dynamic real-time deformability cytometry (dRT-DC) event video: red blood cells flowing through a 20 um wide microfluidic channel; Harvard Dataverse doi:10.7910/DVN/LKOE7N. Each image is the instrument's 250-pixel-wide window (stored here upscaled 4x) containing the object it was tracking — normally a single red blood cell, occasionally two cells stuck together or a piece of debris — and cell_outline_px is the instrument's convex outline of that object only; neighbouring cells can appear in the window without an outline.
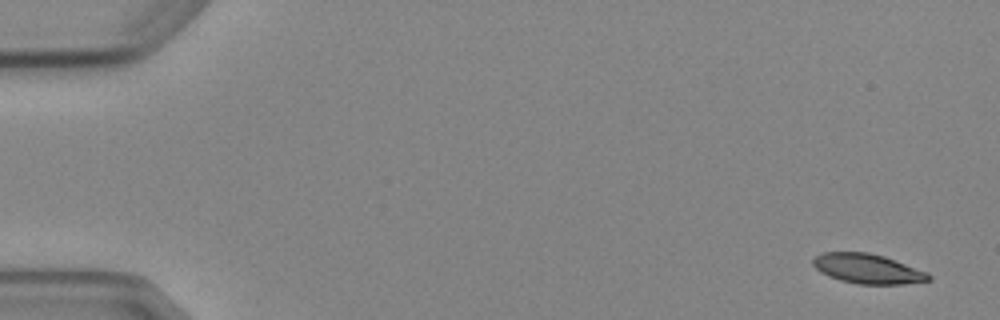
{"species": "Egyptian fruit bat (a non-hibernating species)", "species_latin": "Rousettus aegyptiacus", "temperature_condition": "cold", "stored_images_in_passage": 5, "camera_frame_rate_fps": 3000, "um_per_image_px": 0.085, "animal": {"sex": "female"}, "frame": {"image": 1, "passage_image": 1, "time_ms": 0.0, "image_size_px": [1000, 320], "cell_outline_px": [[932, 280], [904, 284], [860, 284], [840, 280], [828, 276], [820, 272], [812, 264], [812, 260], [816, 256], [824, 252], [868, 252], [884, 256], [928, 272], [932, 276]], "centroid_in_image_um": [73.77, 22.84], "position_along_channel_um": 11.2, "area_um2": 20.06}}
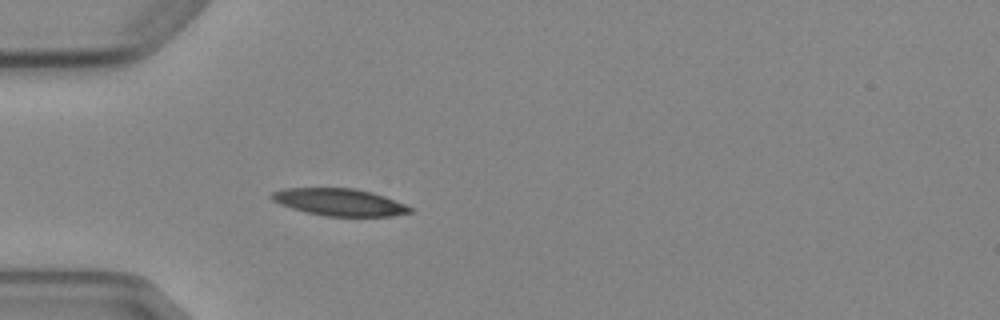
{"frame": {"image": 2, "passage_image": 5, "time_ms": 4.667, "image_size_px": [1000, 320], "cell_outline_px": [[412, 212], [392, 216], [328, 216], [308, 212], [292, 208], [280, 204], [272, 200], [268, 196], [272, 192], [284, 188], [356, 188], [372, 192], [384, 196], [404, 204], [412, 208]], "centroid_in_image_um": [28.83, 17.17], "position_along_channel_um": 56.2, "area_um2": 21.79}}